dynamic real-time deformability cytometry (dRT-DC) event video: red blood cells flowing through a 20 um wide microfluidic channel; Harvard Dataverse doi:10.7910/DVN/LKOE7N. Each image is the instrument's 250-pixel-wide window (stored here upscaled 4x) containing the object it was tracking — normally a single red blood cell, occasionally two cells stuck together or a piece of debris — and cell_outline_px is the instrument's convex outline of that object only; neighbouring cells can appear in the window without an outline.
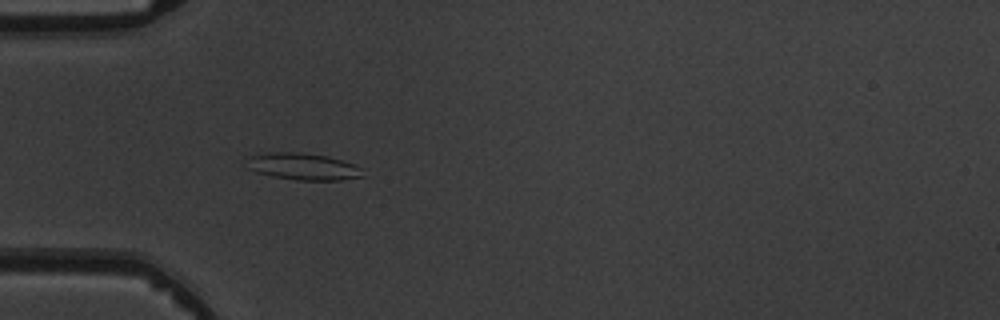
{"species": "common noctule bat (a hibernating species)", "species_latin": "Nyctalus noctula", "temperature_condition": "warm", "stored_images_in_passage": 4, "camera_frame_rate_fps": 3000, "um_per_image_px": 0.085, "animal": {"sex": "male", "body_mass_g": 19.5, "forearm_length_mm": 54.6}, "frame": {"image": 1, "passage_image": 4, "time_ms": 3.333, "image_size_px": [1000, 320], "cell_outline_px": [[364, 176], [340, 180], [296, 180], [272, 176], [256, 172], [244, 168], [248, 156], [268, 152], [296, 152], [328, 156], [344, 160], [360, 168]], "centroid_in_image_um": [25.68, 14.15], "position_along_channel_um": 59.3, "area_um2": 18.32}}